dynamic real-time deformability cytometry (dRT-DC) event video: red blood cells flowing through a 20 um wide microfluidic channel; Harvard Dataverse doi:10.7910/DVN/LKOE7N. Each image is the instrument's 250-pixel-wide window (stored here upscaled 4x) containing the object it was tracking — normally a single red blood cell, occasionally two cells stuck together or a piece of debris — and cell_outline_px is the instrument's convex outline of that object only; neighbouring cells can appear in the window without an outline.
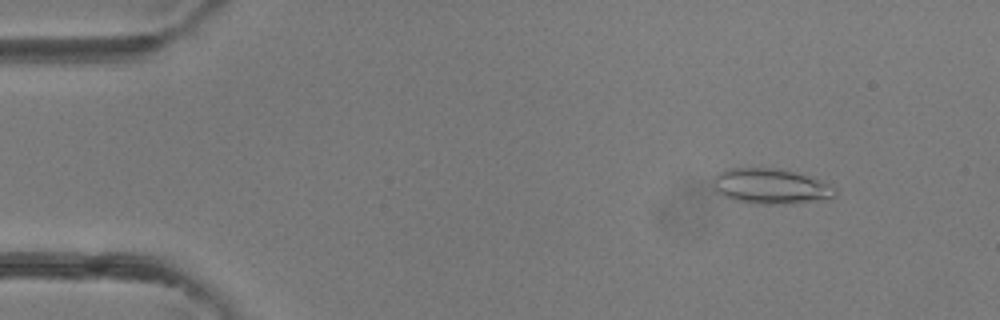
{"species": "common noctule bat (a hibernating species)", "species_latin": "Nyctalus noctula", "temperature_condition": "room temperature", "stored_images_in_passage": 4, "camera_frame_rate_fps": 3000, "um_per_image_px": 0.085, "animal": {"sex": "female"}, "frame": {"image": 1, "passage_image": 2, "time_ms": 1.0, "image_size_px": [1000, 320], "cell_outline_px": [[836, 196], [792, 204], [752, 204], [736, 200], [724, 196], [716, 192], [712, 184], [712, 180], [716, 172], [728, 168], [780, 168], [820, 180], [836, 188]], "centroid_in_image_um": [65.44, 15.83], "position_along_channel_um": 19.6, "area_um2": 25.2}}